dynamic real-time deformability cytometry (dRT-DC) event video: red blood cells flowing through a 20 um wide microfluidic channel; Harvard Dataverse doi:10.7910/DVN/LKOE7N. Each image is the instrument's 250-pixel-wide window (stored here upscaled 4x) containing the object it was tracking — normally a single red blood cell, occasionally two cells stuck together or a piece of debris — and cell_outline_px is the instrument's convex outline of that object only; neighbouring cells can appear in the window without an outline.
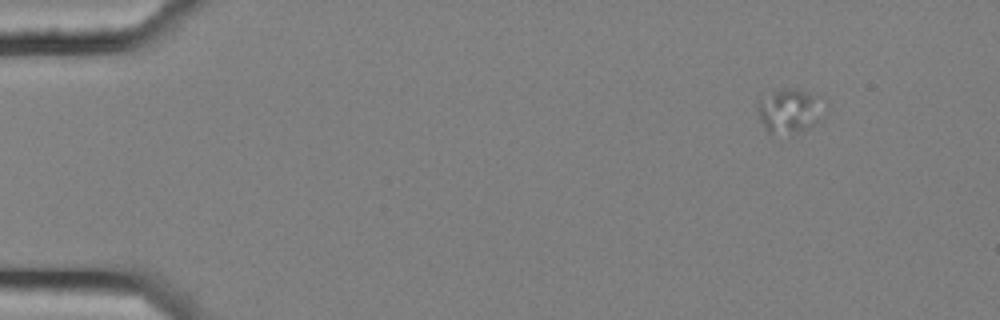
{"species": "common noctule bat (a hibernating species)", "species_latin": "Nyctalus noctula", "temperature_condition": "cold", "stored_images_in_passage": 6, "camera_frame_rate_fps": 3000, "um_per_image_px": 0.085, "animal": {"sex": "female", "body_mass_g": 25.1}, "frame": {"image": 1, "passage_image": 3, "time_ms": 0.667, "image_size_px": [1000, 320], "cell_outline_px": [[816, 120], [808, 128], [796, 132], [768, 132], [764, 128], [760, 120], [756, 108], [756, 100], [772, 88], [796, 88], [812, 96], [816, 104]], "centroid_in_image_um": [66.83, 9.37], "position_along_channel_um": 18.2, "area_um2": 16.13}}